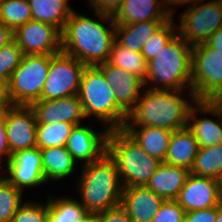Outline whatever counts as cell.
<instances>
[{"label":"cell","instance_id":"6da1fadb","mask_svg":"<svg viewBox=\"0 0 222 222\" xmlns=\"http://www.w3.org/2000/svg\"><path fill=\"white\" fill-rule=\"evenodd\" d=\"M95 13L97 19L100 18L98 21L72 11L62 31V52L77 58L85 66L107 62L116 40L113 16L98 11ZM104 20L110 22L108 28L103 25Z\"/></svg>","mask_w":222,"mask_h":222},{"label":"cell","instance_id":"7a4b0ae2","mask_svg":"<svg viewBox=\"0 0 222 222\" xmlns=\"http://www.w3.org/2000/svg\"><path fill=\"white\" fill-rule=\"evenodd\" d=\"M182 91L150 88L141 91L144 96L140 95L124 126H151L170 131L187 127L193 105L180 97Z\"/></svg>","mask_w":222,"mask_h":222},{"label":"cell","instance_id":"3957f363","mask_svg":"<svg viewBox=\"0 0 222 222\" xmlns=\"http://www.w3.org/2000/svg\"><path fill=\"white\" fill-rule=\"evenodd\" d=\"M79 192L88 213L98 214L121 205L123 186L114 160L106 152L100 159L83 165Z\"/></svg>","mask_w":222,"mask_h":222},{"label":"cell","instance_id":"277c9868","mask_svg":"<svg viewBox=\"0 0 222 222\" xmlns=\"http://www.w3.org/2000/svg\"><path fill=\"white\" fill-rule=\"evenodd\" d=\"M192 48L176 34L171 41L158 52L147 66V78L144 85L156 82L150 89L182 90L189 87L188 94L193 102L196 98L192 93Z\"/></svg>","mask_w":222,"mask_h":222},{"label":"cell","instance_id":"5b68a950","mask_svg":"<svg viewBox=\"0 0 222 222\" xmlns=\"http://www.w3.org/2000/svg\"><path fill=\"white\" fill-rule=\"evenodd\" d=\"M107 153L114 160L123 188L146 186L162 163L149 156L123 129H112Z\"/></svg>","mask_w":222,"mask_h":222},{"label":"cell","instance_id":"8992f818","mask_svg":"<svg viewBox=\"0 0 222 222\" xmlns=\"http://www.w3.org/2000/svg\"><path fill=\"white\" fill-rule=\"evenodd\" d=\"M78 97L85 116L93 115L108 129H123L128 113L116 102L115 93L97 66H86L81 76Z\"/></svg>","mask_w":222,"mask_h":222},{"label":"cell","instance_id":"52a82bcc","mask_svg":"<svg viewBox=\"0 0 222 222\" xmlns=\"http://www.w3.org/2000/svg\"><path fill=\"white\" fill-rule=\"evenodd\" d=\"M50 55H24L19 67L8 82V94L12 105L30 106L41 100L47 79Z\"/></svg>","mask_w":222,"mask_h":222},{"label":"cell","instance_id":"ba28073f","mask_svg":"<svg viewBox=\"0 0 222 222\" xmlns=\"http://www.w3.org/2000/svg\"><path fill=\"white\" fill-rule=\"evenodd\" d=\"M192 93L196 101L222 94V53L206 42L192 48Z\"/></svg>","mask_w":222,"mask_h":222},{"label":"cell","instance_id":"9c48e42d","mask_svg":"<svg viewBox=\"0 0 222 222\" xmlns=\"http://www.w3.org/2000/svg\"><path fill=\"white\" fill-rule=\"evenodd\" d=\"M201 2L187 8L176 30L191 46L206 42L222 26V0Z\"/></svg>","mask_w":222,"mask_h":222},{"label":"cell","instance_id":"30bf717a","mask_svg":"<svg viewBox=\"0 0 222 222\" xmlns=\"http://www.w3.org/2000/svg\"><path fill=\"white\" fill-rule=\"evenodd\" d=\"M86 66L64 52L50 55V66L41 100H52L78 95L81 76Z\"/></svg>","mask_w":222,"mask_h":222},{"label":"cell","instance_id":"8fae6325","mask_svg":"<svg viewBox=\"0 0 222 222\" xmlns=\"http://www.w3.org/2000/svg\"><path fill=\"white\" fill-rule=\"evenodd\" d=\"M13 34L24 55H56L62 52V32L54 25L30 20L17 27Z\"/></svg>","mask_w":222,"mask_h":222},{"label":"cell","instance_id":"7c38bea8","mask_svg":"<svg viewBox=\"0 0 222 222\" xmlns=\"http://www.w3.org/2000/svg\"><path fill=\"white\" fill-rule=\"evenodd\" d=\"M5 119L11 154L37 147V121L31 106L11 105L5 110Z\"/></svg>","mask_w":222,"mask_h":222},{"label":"cell","instance_id":"4fadbf2b","mask_svg":"<svg viewBox=\"0 0 222 222\" xmlns=\"http://www.w3.org/2000/svg\"><path fill=\"white\" fill-rule=\"evenodd\" d=\"M187 212L217 207L222 202V182L189 174L175 199Z\"/></svg>","mask_w":222,"mask_h":222},{"label":"cell","instance_id":"5bb4252c","mask_svg":"<svg viewBox=\"0 0 222 222\" xmlns=\"http://www.w3.org/2000/svg\"><path fill=\"white\" fill-rule=\"evenodd\" d=\"M7 170L10 175L5 178L21 191L23 187L31 188L47 182L39 147L11 154Z\"/></svg>","mask_w":222,"mask_h":222},{"label":"cell","instance_id":"9a60e30c","mask_svg":"<svg viewBox=\"0 0 222 222\" xmlns=\"http://www.w3.org/2000/svg\"><path fill=\"white\" fill-rule=\"evenodd\" d=\"M109 129L100 134L88 126L75 125L66 142V149L76 161L85 164L100 159L107 152ZM85 161V162H84Z\"/></svg>","mask_w":222,"mask_h":222},{"label":"cell","instance_id":"2e32d148","mask_svg":"<svg viewBox=\"0 0 222 222\" xmlns=\"http://www.w3.org/2000/svg\"><path fill=\"white\" fill-rule=\"evenodd\" d=\"M30 106L35 113L37 124H51L60 121L79 125L81 119L86 118L78 95L38 100Z\"/></svg>","mask_w":222,"mask_h":222},{"label":"cell","instance_id":"e0dca14e","mask_svg":"<svg viewBox=\"0 0 222 222\" xmlns=\"http://www.w3.org/2000/svg\"><path fill=\"white\" fill-rule=\"evenodd\" d=\"M103 72L107 83L113 87L116 102L129 113L140 97V90L145 86L137 76L108 62L97 65Z\"/></svg>","mask_w":222,"mask_h":222},{"label":"cell","instance_id":"ac0fdd59","mask_svg":"<svg viewBox=\"0 0 222 222\" xmlns=\"http://www.w3.org/2000/svg\"><path fill=\"white\" fill-rule=\"evenodd\" d=\"M164 199L146 186L123 188L121 206L132 222H152Z\"/></svg>","mask_w":222,"mask_h":222},{"label":"cell","instance_id":"d6986e66","mask_svg":"<svg viewBox=\"0 0 222 222\" xmlns=\"http://www.w3.org/2000/svg\"><path fill=\"white\" fill-rule=\"evenodd\" d=\"M162 5V0H123L121 7L113 15L114 23L133 24L148 20H169L173 17L174 11Z\"/></svg>","mask_w":222,"mask_h":222},{"label":"cell","instance_id":"ffe728a7","mask_svg":"<svg viewBox=\"0 0 222 222\" xmlns=\"http://www.w3.org/2000/svg\"><path fill=\"white\" fill-rule=\"evenodd\" d=\"M196 105V106H194ZM205 114H212L219 118V122H215L210 118L196 117V112ZM219 113L213 108L208 101H196L189 110L188 114V128L194 133L198 141L199 148L210 147L218 143H222V120H220ZM193 120V123H189Z\"/></svg>","mask_w":222,"mask_h":222},{"label":"cell","instance_id":"44dd1931","mask_svg":"<svg viewBox=\"0 0 222 222\" xmlns=\"http://www.w3.org/2000/svg\"><path fill=\"white\" fill-rule=\"evenodd\" d=\"M189 174L190 171L187 168L162 162L146 187L164 200H175Z\"/></svg>","mask_w":222,"mask_h":222},{"label":"cell","instance_id":"7402d4cb","mask_svg":"<svg viewBox=\"0 0 222 222\" xmlns=\"http://www.w3.org/2000/svg\"><path fill=\"white\" fill-rule=\"evenodd\" d=\"M124 126L123 130L151 157L165 161L173 131L151 126Z\"/></svg>","mask_w":222,"mask_h":222},{"label":"cell","instance_id":"603a6c76","mask_svg":"<svg viewBox=\"0 0 222 222\" xmlns=\"http://www.w3.org/2000/svg\"><path fill=\"white\" fill-rule=\"evenodd\" d=\"M198 150V141L188 127L173 131L164 163L190 171Z\"/></svg>","mask_w":222,"mask_h":222},{"label":"cell","instance_id":"cb8c5ba5","mask_svg":"<svg viewBox=\"0 0 222 222\" xmlns=\"http://www.w3.org/2000/svg\"><path fill=\"white\" fill-rule=\"evenodd\" d=\"M168 20H148L133 24H115V39L123 47L141 53L144 44Z\"/></svg>","mask_w":222,"mask_h":222},{"label":"cell","instance_id":"d4e9b609","mask_svg":"<svg viewBox=\"0 0 222 222\" xmlns=\"http://www.w3.org/2000/svg\"><path fill=\"white\" fill-rule=\"evenodd\" d=\"M69 0H28L31 8L32 20L45 22L63 31L69 19L72 8Z\"/></svg>","mask_w":222,"mask_h":222},{"label":"cell","instance_id":"484cf974","mask_svg":"<svg viewBox=\"0 0 222 222\" xmlns=\"http://www.w3.org/2000/svg\"><path fill=\"white\" fill-rule=\"evenodd\" d=\"M46 181L61 180L75 169L76 161L65 146L40 149Z\"/></svg>","mask_w":222,"mask_h":222},{"label":"cell","instance_id":"4316f807","mask_svg":"<svg viewBox=\"0 0 222 222\" xmlns=\"http://www.w3.org/2000/svg\"><path fill=\"white\" fill-rule=\"evenodd\" d=\"M190 173L222 182V143L199 148Z\"/></svg>","mask_w":222,"mask_h":222},{"label":"cell","instance_id":"83f0119b","mask_svg":"<svg viewBox=\"0 0 222 222\" xmlns=\"http://www.w3.org/2000/svg\"><path fill=\"white\" fill-rule=\"evenodd\" d=\"M107 62L137 75L143 82L147 78L148 62L145 57L139 52L121 46L116 40L112 45Z\"/></svg>","mask_w":222,"mask_h":222},{"label":"cell","instance_id":"f1b7e54d","mask_svg":"<svg viewBox=\"0 0 222 222\" xmlns=\"http://www.w3.org/2000/svg\"><path fill=\"white\" fill-rule=\"evenodd\" d=\"M48 198V214L55 222H82L88 215V211L78 200L67 197L56 200Z\"/></svg>","mask_w":222,"mask_h":222},{"label":"cell","instance_id":"f546056e","mask_svg":"<svg viewBox=\"0 0 222 222\" xmlns=\"http://www.w3.org/2000/svg\"><path fill=\"white\" fill-rule=\"evenodd\" d=\"M74 124L54 122L51 124H37V147L49 148L65 146Z\"/></svg>","mask_w":222,"mask_h":222},{"label":"cell","instance_id":"4dcf8cb0","mask_svg":"<svg viewBox=\"0 0 222 222\" xmlns=\"http://www.w3.org/2000/svg\"><path fill=\"white\" fill-rule=\"evenodd\" d=\"M30 20L32 14L28 0H6L0 6V22L13 31Z\"/></svg>","mask_w":222,"mask_h":222},{"label":"cell","instance_id":"1f68e13d","mask_svg":"<svg viewBox=\"0 0 222 222\" xmlns=\"http://www.w3.org/2000/svg\"><path fill=\"white\" fill-rule=\"evenodd\" d=\"M22 192L6 178L0 181V222H11L21 206Z\"/></svg>","mask_w":222,"mask_h":222},{"label":"cell","instance_id":"d6a6232c","mask_svg":"<svg viewBox=\"0 0 222 222\" xmlns=\"http://www.w3.org/2000/svg\"><path fill=\"white\" fill-rule=\"evenodd\" d=\"M175 30H177V26L175 27L172 17L144 44L141 54L147 62L171 41L177 34Z\"/></svg>","mask_w":222,"mask_h":222},{"label":"cell","instance_id":"836d02e7","mask_svg":"<svg viewBox=\"0 0 222 222\" xmlns=\"http://www.w3.org/2000/svg\"><path fill=\"white\" fill-rule=\"evenodd\" d=\"M24 54L13 39L0 49V79L9 82L12 73L21 64Z\"/></svg>","mask_w":222,"mask_h":222},{"label":"cell","instance_id":"e575fe53","mask_svg":"<svg viewBox=\"0 0 222 222\" xmlns=\"http://www.w3.org/2000/svg\"><path fill=\"white\" fill-rule=\"evenodd\" d=\"M48 215V201L46 204L25 202L16 211L11 222H44Z\"/></svg>","mask_w":222,"mask_h":222},{"label":"cell","instance_id":"d590c367","mask_svg":"<svg viewBox=\"0 0 222 222\" xmlns=\"http://www.w3.org/2000/svg\"><path fill=\"white\" fill-rule=\"evenodd\" d=\"M186 211L176 200H164L152 222H184Z\"/></svg>","mask_w":222,"mask_h":222},{"label":"cell","instance_id":"8d00e7d4","mask_svg":"<svg viewBox=\"0 0 222 222\" xmlns=\"http://www.w3.org/2000/svg\"><path fill=\"white\" fill-rule=\"evenodd\" d=\"M217 207L189 211L185 214L184 222H216Z\"/></svg>","mask_w":222,"mask_h":222},{"label":"cell","instance_id":"74e56055","mask_svg":"<svg viewBox=\"0 0 222 222\" xmlns=\"http://www.w3.org/2000/svg\"><path fill=\"white\" fill-rule=\"evenodd\" d=\"M98 214L101 222H132L126 210L121 205Z\"/></svg>","mask_w":222,"mask_h":222},{"label":"cell","instance_id":"f35d334b","mask_svg":"<svg viewBox=\"0 0 222 222\" xmlns=\"http://www.w3.org/2000/svg\"><path fill=\"white\" fill-rule=\"evenodd\" d=\"M92 9L101 13L114 15L121 7L123 0H89Z\"/></svg>","mask_w":222,"mask_h":222},{"label":"cell","instance_id":"ab89813d","mask_svg":"<svg viewBox=\"0 0 222 222\" xmlns=\"http://www.w3.org/2000/svg\"><path fill=\"white\" fill-rule=\"evenodd\" d=\"M3 156H6L7 162L10 160L11 151L6 135L5 111L0 112V160Z\"/></svg>","mask_w":222,"mask_h":222},{"label":"cell","instance_id":"60d3db41","mask_svg":"<svg viewBox=\"0 0 222 222\" xmlns=\"http://www.w3.org/2000/svg\"><path fill=\"white\" fill-rule=\"evenodd\" d=\"M11 105L8 94V83L0 79V112H4Z\"/></svg>","mask_w":222,"mask_h":222},{"label":"cell","instance_id":"b9f144b4","mask_svg":"<svg viewBox=\"0 0 222 222\" xmlns=\"http://www.w3.org/2000/svg\"><path fill=\"white\" fill-rule=\"evenodd\" d=\"M206 43L216 50V52L222 53V26L219 27L206 41Z\"/></svg>","mask_w":222,"mask_h":222},{"label":"cell","instance_id":"7bdbcfd3","mask_svg":"<svg viewBox=\"0 0 222 222\" xmlns=\"http://www.w3.org/2000/svg\"><path fill=\"white\" fill-rule=\"evenodd\" d=\"M14 39L13 30L0 22V49Z\"/></svg>","mask_w":222,"mask_h":222},{"label":"cell","instance_id":"ee69618b","mask_svg":"<svg viewBox=\"0 0 222 222\" xmlns=\"http://www.w3.org/2000/svg\"><path fill=\"white\" fill-rule=\"evenodd\" d=\"M213 108L219 113L222 118V94L214 96L208 100Z\"/></svg>","mask_w":222,"mask_h":222},{"label":"cell","instance_id":"f6af8a7d","mask_svg":"<svg viewBox=\"0 0 222 222\" xmlns=\"http://www.w3.org/2000/svg\"><path fill=\"white\" fill-rule=\"evenodd\" d=\"M163 1V4H168V5H174V4H176V5H179V4H195V3H197L198 1H203V0H162Z\"/></svg>","mask_w":222,"mask_h":222},{"label":"cell","instance_id":"bcb514c9","mask_svg":"<svg viewBox=\"0 0 222 222\" xmlns=\"http://www.w3.org/2000/svg\"><path fill=\"white\" fill-rule=\"evenodd\" d=\"M82 222H101L99 214L88 213Z\"/></svg>","mask_w":222,"mask_h":222},{"label":"cell","instance_id":"7dc6e473","mask_svg":"<svg viewBox=\"0 0 222 222\" xmlns=\"http://www.w3.org/2000/svg\"><path fill=\"white\" fill-rule=\"evenodd\" d=\"M216 222H222V202L217 206Z\"/></svg>","mask_w":222,"mask_h":222},{"label":"cell","instance_id":"c3c4849f","mask_svg":"<svg viewBox=\"0 0 222 222\" xmlns=\"http://www.w3.org/2000/svg\"><path fill=\"white\" fill-rule=\"evenodd\" d=\"M44 222H55V220L48 214Z\"/></svg>","mask_w":222,"mask_h":222},{"label":"cell","instance_id":"681fc988","mask_svg":"<svg viewBox=\"0 0 222 222\" xmlns=\"http://www.w3.org/2000/svg\"><path fill=\"white\" fill-rule=\"evenodd\" d=\"M6 0H0V6L5 2Z\"/></svg>","mask_w":222,"mask_h":222}]
</instances>
